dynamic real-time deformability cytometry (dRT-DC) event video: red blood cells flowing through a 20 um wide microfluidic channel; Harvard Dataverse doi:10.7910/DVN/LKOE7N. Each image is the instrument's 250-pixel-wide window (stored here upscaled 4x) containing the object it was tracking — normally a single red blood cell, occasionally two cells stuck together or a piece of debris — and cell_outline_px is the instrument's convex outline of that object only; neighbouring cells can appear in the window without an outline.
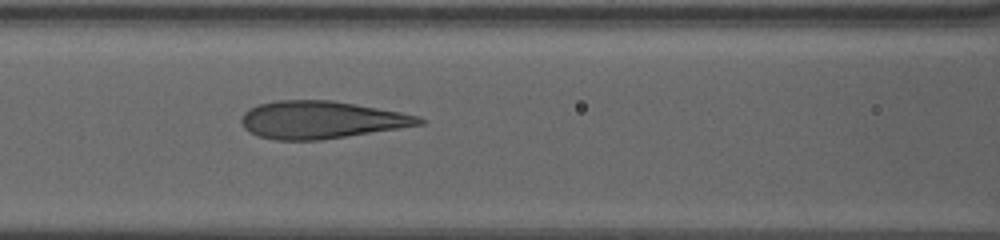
{"species": "human", "species_latin": "Homo sapiens", "temperature_condition": "warm", "stored_images_in_passage": 17, "camera_frame_rate_fps": 3000, "um_per_image_px": 0.085, "donor": {"sex": "female"}, "frame": {"image": 1, "passage_image": 7, "time_ms": 3.0, "image_size_px": [1000, 240], "cell_outline_px": [[424, 124], [400, 128], [320, 140], [276, 140], [256, 136], [244, 128], [240, 120], [244, 112], [248, 108], [260, 104], [276, 100], [332, 100], [356, 104], [400, 112], [420, 116], [424, 120]], "centroid_in_image_um": [27.27, 10.18], "position_along_channel_um": 139.3, "area_um2": 38.9}}
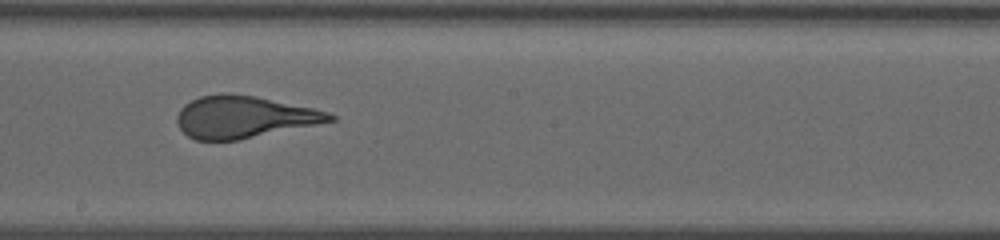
{"frame": {"image": 2, "passage_image": 13, "time_ms": 5.667, "image_size_px": [1000, 240], "cell_outline_px": [[336, 120], [240, 140], [196, 140], [188, 136], [180, 128], [176, 120], [176, 116], [180, 108], [184, 104], [200, 96], [224, 92], [232, 92], [256, 96], [312, 108], [328, 112], [336, 116]], "centroid_in_image_um": [20.7, 9.93], "position_along_channel_um": 227.5, "area_um2": 37.51}}
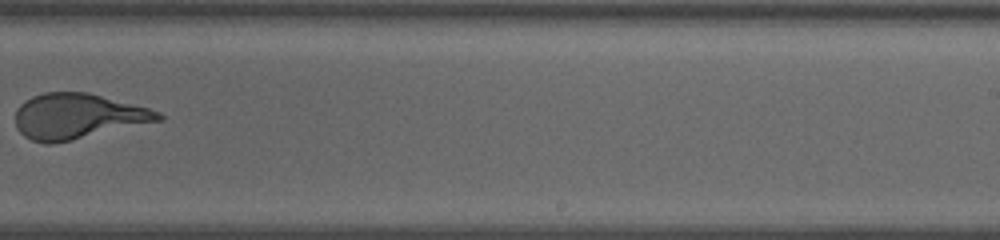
{"frame": {"image": 3, "passage_image": 16, "time_ms": 7.333, "image_size_px": [1000, 240], "cell_outline_px": [[164, 120], [72, 140], [52, 144], [44, 144], [32, 140], [24, 136], [16, 128], [16, 108], [24, 100], [32, 96], [44, 92], [88, 92], [148, 108], [160, 112], [164, 116]], "centroid_in_image_um": [6.59, 9.88], "position_along_channel_um": 282.4, "area_um2": 37.92}}